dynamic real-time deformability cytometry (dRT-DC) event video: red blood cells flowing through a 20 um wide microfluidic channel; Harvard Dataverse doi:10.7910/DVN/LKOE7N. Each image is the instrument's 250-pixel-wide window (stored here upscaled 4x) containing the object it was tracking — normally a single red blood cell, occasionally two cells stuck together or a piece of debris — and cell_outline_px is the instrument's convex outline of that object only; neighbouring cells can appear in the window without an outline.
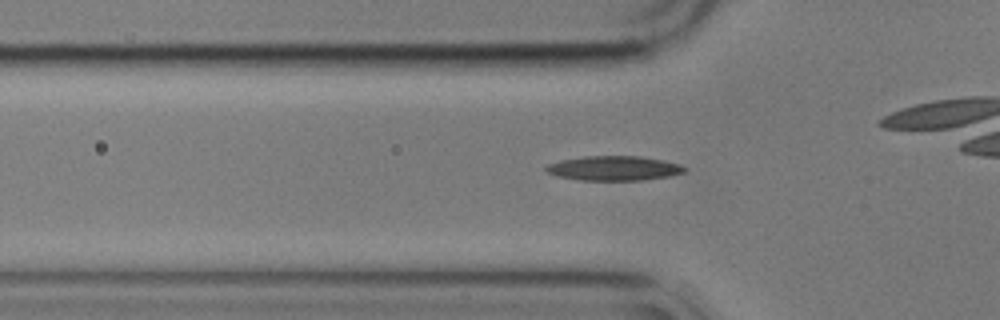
{"species": "common noctule bat (a hibernating species)", "species_latin": "Nyctalus noctula", "temperature_condition": "cold", "stored_images_in_passage": 45, "camera_frame_rate_fps": 3000, "um_per_image_px": 0.085, "animal": {"sex": "male", "body_mass_g": 17.9}, "frame": {"image": 1, "passage_image": 17, "time_ms": 5.333, "image_size_px": [1000, 320], "cell_outline_px": [[688, 168], [684, 172], [668, 176], [640, 180], [580, 180], [556, 176], [548, 172], [544, 168], [548, 164], [560, 160], [584, 156], [640, 156], [664, 160], [680, 164]], "centroid_in_image_um": [52.18, 14.29], "position_along_channel_um": 73.6, "area_um2": 19.83}}
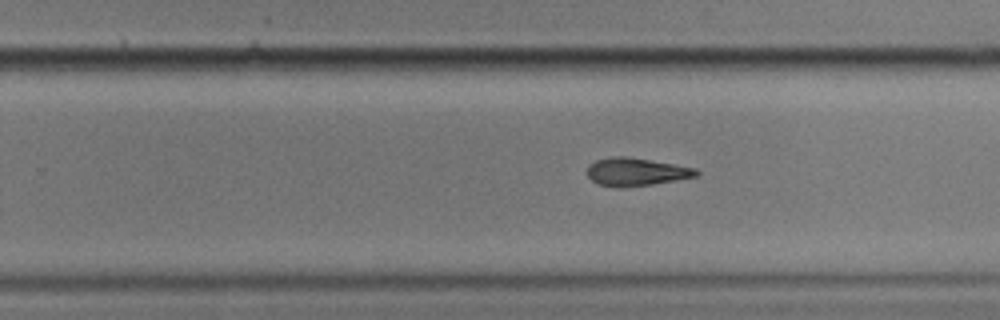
{"frame": {"image": 2, "passage_image": 34, "time_ms": 11.0, "image_size_px": [1000, 320], "cell_outline_px": [[700, 172], [696, 176], [676, 180], [652, 184], [596, 184], [588, 176], [588, 164], [596, 160], [616, 156], [624, 156], [696, 168]], "centroid_in_image_um": [54.09, 14.56], "position_along_channel_um": 275.7, "area_um2": 16.76}}
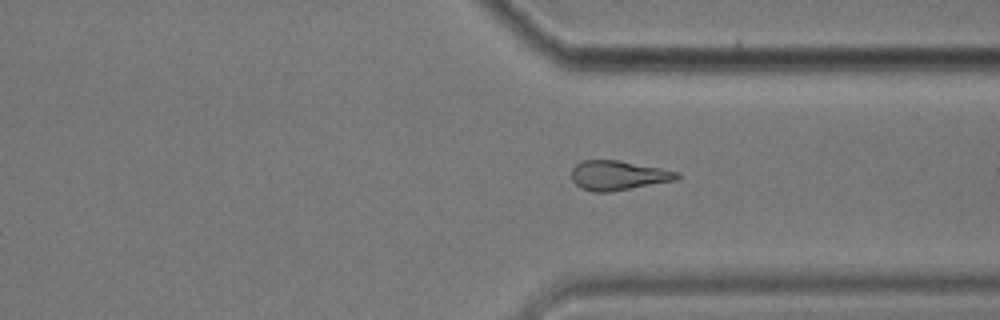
{"frame": {"image": 3, "passage_image": 41, "time_ms": 13.333, "image_size_px": [1000, 320], "cell_outline_px": [[680, 176], [676, 180], [608, 192], [592, 192], [580, 188], [572, 180], [572, 168], [576, 164], [584, 160], [620, 160], [680, 172]], "centroid_in_image_um": [52.53, 14.9], "position_along_channel_um": 358.9, "area_um2": 18.09}}